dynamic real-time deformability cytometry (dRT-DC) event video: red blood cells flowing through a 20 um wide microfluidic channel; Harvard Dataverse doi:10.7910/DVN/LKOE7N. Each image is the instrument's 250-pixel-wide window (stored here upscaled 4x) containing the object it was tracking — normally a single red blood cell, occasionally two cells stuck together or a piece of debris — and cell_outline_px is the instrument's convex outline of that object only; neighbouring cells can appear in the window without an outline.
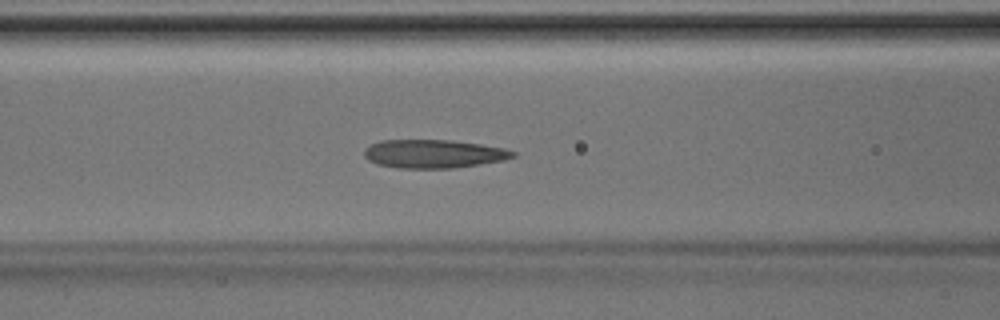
{"species": "Egyptian fruit bat (a non-hibernating species)", "species_latin": "Rousettus aegyptiacus", "temperature_condition": "room temperature", "stored_images_in_passage": 46, "camera_frame_rate_fps": 3000, "um_per_image_px": 0.085, "animal": {"sex": "male"}, "frame": {"image": 1, "passage_image": 18, "time_ms": 5.667, "image_size_px": [1000, 320], "cell_outline_px": [[516, 156], [504, 160], [452, 168], [396, 168], [380, 164], [368, 160], [364, 156], [364, 148], [380, 140], [452, 140], [480, 144], [504, 148], [516, 152]], "centroid_in_image_um": [36.85, 13.07], "position_along_channel_um": 129.7, "area_um2": 24.57}}
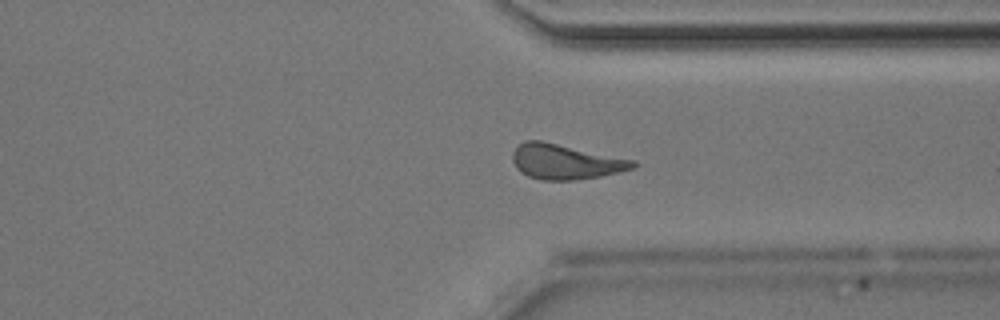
{"frame": {"image": 2, "passage_image": 34, "time_ms": 11.0, "image_size_px": [1000, 320], "cell_outline_px": [[640, 164], [636, 168], [620, 172], [600, 176], [576, 180], [540, 180], [528, 176], [520, 172], [516, 168], [512, 160], [512, 152], [524, 140], [540, 140], [636, 160]], "centroid_in_image_um": [48.09, 13.75], "position_along_channel_um": 363.3, "area_um2": 24.85}}
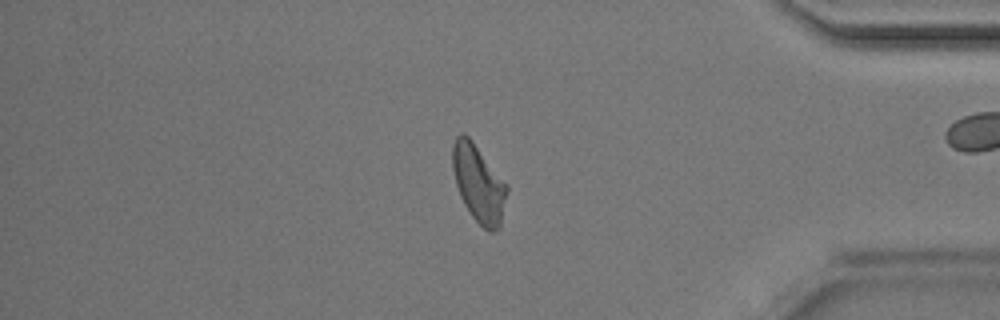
{"frame": {"image": 3, "passage_image": 38, "time_ms": 12.333, "image_size_px": [1000, 320], "cell_outline_px": [[508, 192], [500, 228], [492, 232], [488, 232], [472, 216], [464, 204], [460, 196], [456, 184], [452, 168], [452, 144], [456, 136], [460, 132], [464, 132], [472, 140], [508, 184]], "centroid_in_image_um": [40.69, 15.58], "position_along_channel_um": 394.5, "area_um2": 24.8}}